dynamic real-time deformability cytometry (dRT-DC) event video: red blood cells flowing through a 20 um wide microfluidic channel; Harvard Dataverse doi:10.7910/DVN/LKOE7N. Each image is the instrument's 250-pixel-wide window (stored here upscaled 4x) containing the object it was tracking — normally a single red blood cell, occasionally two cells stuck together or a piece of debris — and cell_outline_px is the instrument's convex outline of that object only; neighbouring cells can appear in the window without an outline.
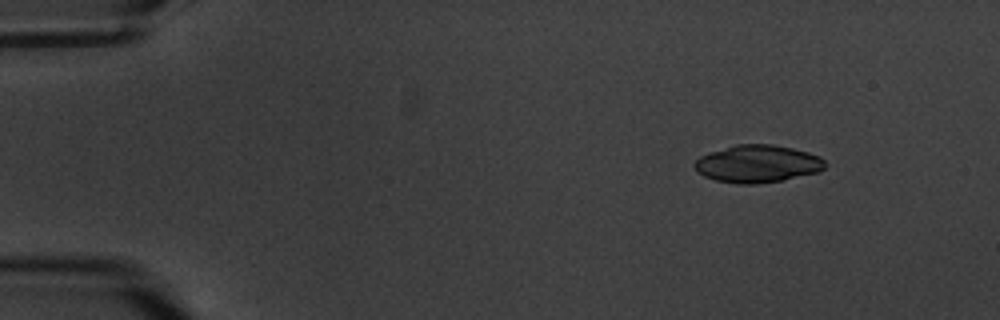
{"species": "common noctule bat (a hibernating species)", "species_latin": "Nyctalus noctula", "temperature_condition": "warm", "stored_images_in_passage": 4, "camera_frame_rate_fps": 3000, "um_per_image_px": 0.085, "animal": {"sex": "male", "body_mass_g": 20.1, "forearm_length_mm": 53.5}, "frame": {"image": 1, "passage_image": 1, "time_ms": 0.0, "image_size_px": [1000, 320], "cell_outline_px": [[828, 164], [820, 172], [780, 180], [756, 184], [740, 184], [716, 180], [704, 176], [696, 172], [692, 164], [700, 156], [736, 144], [772, 144], [792, 148], [808, 152], [820, 156]], "centroid_in_image_um": [64.4, 13.92], "position_along_channel_um": 20.6, "area_um2": 28.55}}